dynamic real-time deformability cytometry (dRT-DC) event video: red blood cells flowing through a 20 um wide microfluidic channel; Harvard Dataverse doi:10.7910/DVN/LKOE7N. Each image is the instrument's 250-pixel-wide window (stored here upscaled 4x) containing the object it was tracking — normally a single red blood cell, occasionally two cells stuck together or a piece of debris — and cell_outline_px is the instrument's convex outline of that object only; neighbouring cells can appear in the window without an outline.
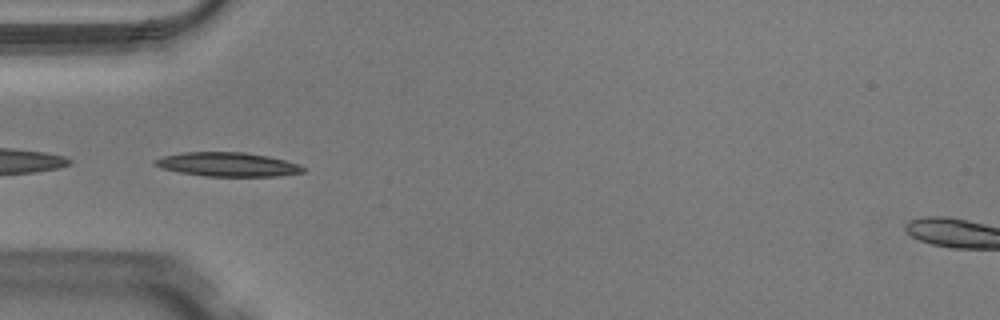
{"species": "Egyptian fruit bat (a non-hibernating species)", "species_latin": "Rousettus aegyptiacus", "temperature_condition": "warm", "stored_images_in_passage": 48, "segment_of_instrument_passage": [2, 2], "camera_frame_rate_fps": 3000, "um_per_image_px": 0.085, "animal": {"sex": "male"}, "frame": {"image": 1, "passage_image": 16, "time_ms": 5.0, "image_size_px": [1000, 320], "cell_outline_px": [[304, 172], [280, 176], [204, 176], [180, 172], [164, 168], [152, 164], [152, 160], [164, 156], [180, 152], [244, 152], [268, 156], [300, 164], [304, 168]], "centroid_in_image_um": [19.35, 13.97], "position_along_channel_um": 65.7, "area_um2": 20.75}}
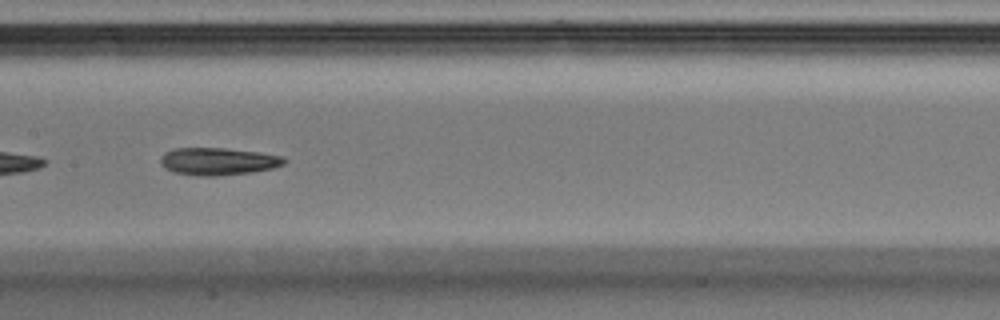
{"frame": {"image": 2, "passage_image": 25, "time_ms": 8.0, "image_size_px": [1000, 320], "cell_outline_px": [[288, 160], [284, 164], [272, 168], [252, 172], [216, 176], [200, 176], [172, 172], [164, 168], [160, 164], [160, 156], [164, 152], [176, 148], [224, 148], [260, 152], [280, 156]], "centroid_in_image_um": [18.5, 13.72], "position_along_channel_um": 188.9, "area_um2": 19.88}}
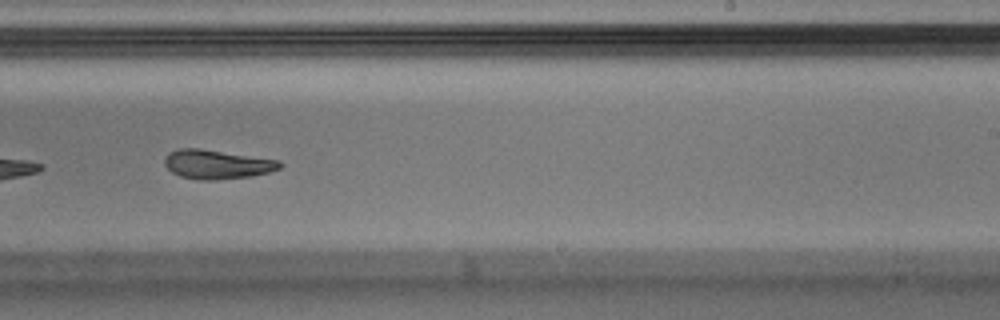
{"frame": {"image": 3, "passage_image": 31, "time_ms": 10.0, "image_size_px": [1000, 320], "cell_outline_px": [[284, 164], [280, 168], [268, 172], [252, 176], [216, 180], [200, 180], [180, 176], [172, 172], [164, 164], [164, 160], [168, 152], [180, 148], [200, 148], [280, 160]], "centroid_in_image_um": [18.45, 13.96], "position_along_channel_um": 270.6, "area_um2": 19.65}}